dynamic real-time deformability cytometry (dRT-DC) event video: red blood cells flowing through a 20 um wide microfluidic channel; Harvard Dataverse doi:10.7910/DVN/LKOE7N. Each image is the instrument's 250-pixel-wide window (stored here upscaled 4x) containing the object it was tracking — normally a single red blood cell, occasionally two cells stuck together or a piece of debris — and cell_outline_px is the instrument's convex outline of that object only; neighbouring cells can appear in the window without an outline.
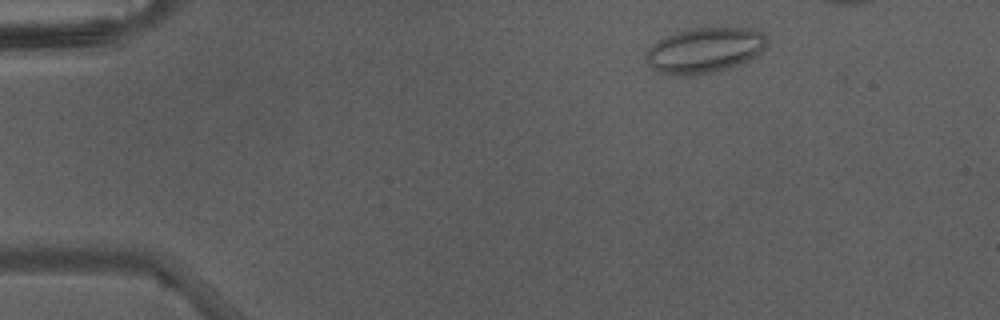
{"species": "Egyptian fruit bat (a non-hibernating species)", "species_latin": "Rousettus aegyptiacus", "temperature_condition": "warm", "stored_images_in_passage": 9, "camera_frame_rate_fps": 3000, "um_per_image_px": 0.085, "animal": {"sex": "male"}, "frame": {"image": 1, "passage_image": 1, "time_ms": 0.0, "image_size_px": [1000, 320], "cell_outline_px": [[768, 44], [756, 56], [740, 64], [716, 72], [688, 76], [672, 76], [660, 72], [652, 68], [648, 64], [644, 56], [648, 48], [652, 44], [664, 36], [676, 32], [692, 28], [760, 28], [768, 36]], "centroid_in_image_um": [59.91, 4.27], "position_along_channel_um": 25.1, "area_um2": 32.6}}